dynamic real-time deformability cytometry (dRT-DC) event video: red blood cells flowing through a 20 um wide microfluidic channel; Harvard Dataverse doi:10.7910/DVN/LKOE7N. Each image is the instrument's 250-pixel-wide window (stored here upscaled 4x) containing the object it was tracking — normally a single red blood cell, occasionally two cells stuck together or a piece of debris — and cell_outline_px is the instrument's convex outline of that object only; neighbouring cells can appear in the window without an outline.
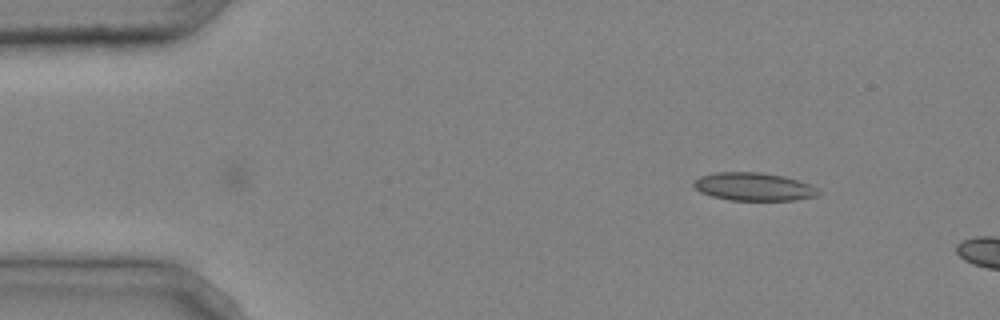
{"species": "common noctule bat (a hibernating species)", "species_latin": "Nyctalus noctula", "temperature_condition": "cold", "stored_images_in_passage": 3, "camera_frame_rate_fps": 3000, "um_per_image_px": 0.085, "animal": {"sex": "male", "body_mass_g": 20.4}, "frame": {"image": 1, "passage_image": 3, "time_ms": 0.667, "image_size_px": [1000, 320], "cell_outline_px": [[824, 192], [816, 196], [796, 200], [728, 200], [712, 196], [700, 192], [692, 184], [692, 180], [700, 176], [716, 172], [760, 172], [780, 176], [796, 180], [808, 184]], "centroid_in_image_um": [64.03, 15.87], "position_along_channel_um": 21.0, "area_um2": 20.35}}